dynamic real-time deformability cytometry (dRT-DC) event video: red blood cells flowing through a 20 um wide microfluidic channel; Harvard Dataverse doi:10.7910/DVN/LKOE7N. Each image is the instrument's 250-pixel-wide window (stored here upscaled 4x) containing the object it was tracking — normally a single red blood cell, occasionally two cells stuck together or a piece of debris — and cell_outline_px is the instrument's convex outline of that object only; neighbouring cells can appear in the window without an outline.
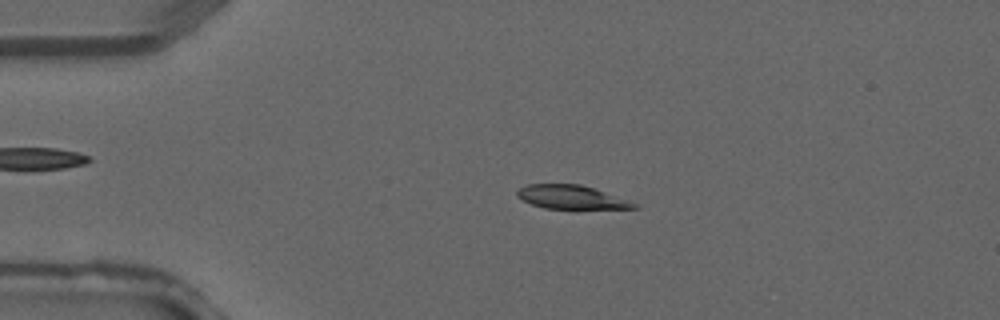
{"species": "common noctule bat (a hibernating species)", "species_latin": "Nyctalus noctula", "temperature_condition": "warm", "stored_images_in_passage": 3, "camera_frame_rate_fps": 3000, "um_per_image_px": 0.085, "animal": {"sex": "male", "forearm_length_mm": 52.5}, "frame": {"image": 1, "passage_image": 2, "time_ms": 0.333, "image_size_px": [1000, 320], "cell_outline_px": [[640, 208], [572, 212], [544, 208], [532, 204], [516, 196], [516, 188], [528, 184], [580, 184], [632, 200], [640, 204]], "centroid_in_image_um": [48.68, 16.83], "position_along_channel_um": 36.3, "area_um2": 17.57}}
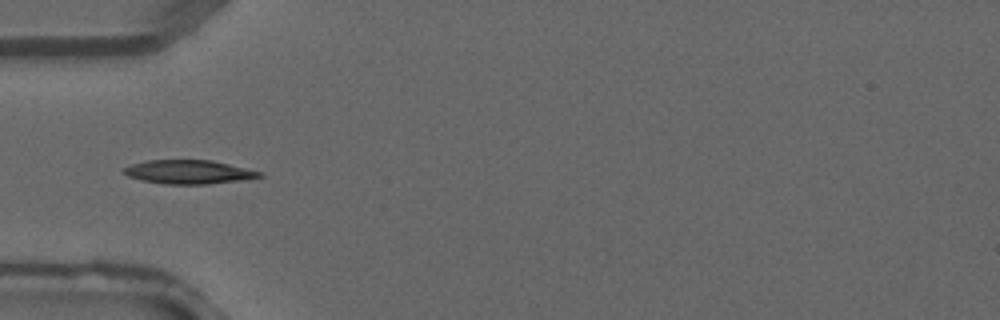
{"frame": {"image": 2, "passage_image": 3, "time_ms": 0.667, "image_size_px": [1000, 320], "cell_outline_px": [[264, 176], [244, 180], [208, 184], [164, 184], [140, 180], [128, 176], [120, 172], [120, 168], [132, 164], [148, 160], [212, 160], [264, 172]], "centroid_in_image_um": [16.03, 14.62], "position_along_channel_um": 69.0, "area_um2": 19.13}}